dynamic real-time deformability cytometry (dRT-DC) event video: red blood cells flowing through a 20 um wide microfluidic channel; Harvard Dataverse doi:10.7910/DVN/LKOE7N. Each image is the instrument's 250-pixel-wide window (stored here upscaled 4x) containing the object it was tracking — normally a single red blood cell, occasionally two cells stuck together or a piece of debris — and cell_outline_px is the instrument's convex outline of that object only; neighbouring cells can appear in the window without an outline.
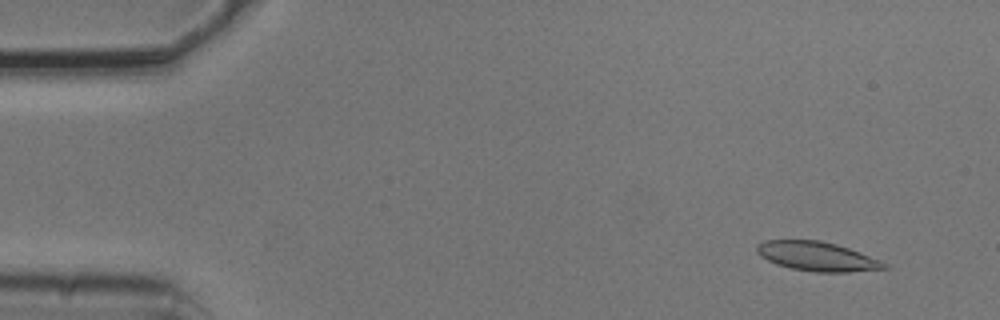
{"species": "common noctule bat (a hibernating species)", "species_latin": "Nyctalus noctula", "temperature_condition": "cold", "stored_images_in_passage": 5, "camera_frame_rate_fps": 3000, "um_per_image_px": 0.085, "animal": {"sex": "male", "body_mass_g": 20.5, "forearm_length_mm": 52.5}, "frame": {"image": 1, "passage_image": 2, "time_ms": 0.333, "image_size_px": [1000, 320], "cell_outline_px": [[888, 268], [848, 272], [812, 272], [792, 268], [776, 264], [760, 256], [756, 252], [756, 244], [764, 240], [820, 240], [836, 244], [860, 252], [880, 260], [888, 264]], "centroid_in_image_um": [69.43, 21.79], "position_along_channel_um": 15.6, "area_um2": 21.73}}
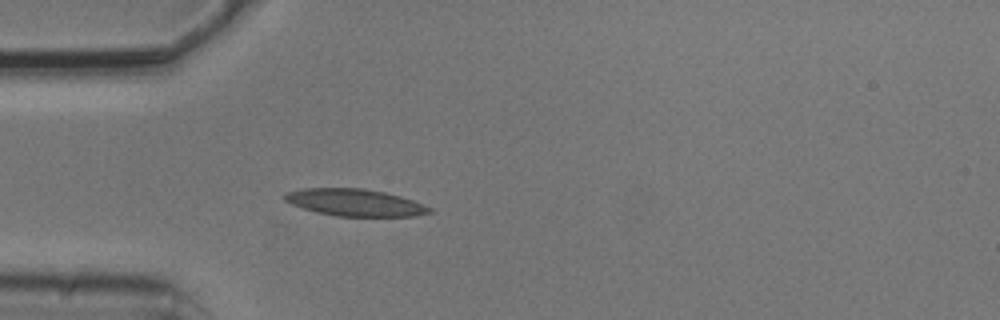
{"frame": {"image": 2, "passage_image": 5, "time_ms": 1.333, "image_size_px": [1000, 320], "cell_outline_px": [[432, 212], [416, 216], [336, 216], [316, 212], [292, 204], [284, 200], [280, 196], [284, 192], [304, 188], [364, 188], [384, 192], [400, 196], [412, 200], [432, 208]], "centroid_in_image_um": [30.13, 17.21], "position_along_channel_um": 54.9, "area_um2": 22.89}}